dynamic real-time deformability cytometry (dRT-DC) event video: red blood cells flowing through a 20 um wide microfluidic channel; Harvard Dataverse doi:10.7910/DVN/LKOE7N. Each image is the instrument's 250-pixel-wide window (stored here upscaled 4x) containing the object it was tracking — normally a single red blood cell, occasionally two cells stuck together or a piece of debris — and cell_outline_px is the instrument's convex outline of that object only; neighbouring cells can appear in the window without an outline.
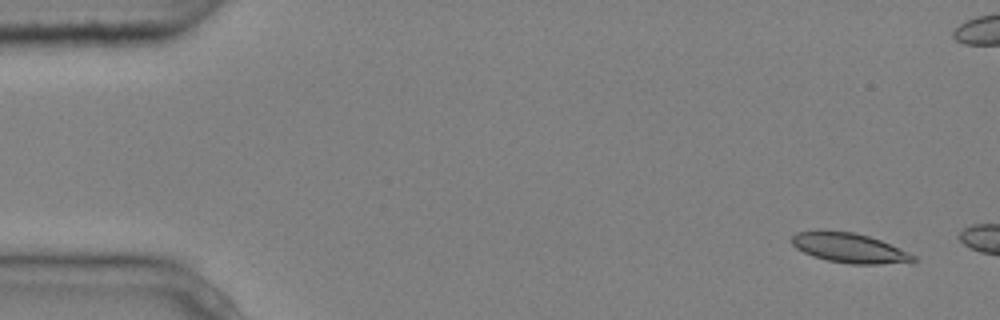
{"species": "common noctule bat (a hibernating species)", "species_latin": "Nyctalus noctula", "temperature_condition": "cold", "stored_images_in_passage": 3, "camera_frame_rate_fps": 3000, "um_per_image_px": 0.085, "animal": {"sex": "male", "body_mass_g": 20.4}, "frame": {"image": 1, "passage_image": 1, "time_ms": 0.0, "image_size_px": [1000, 320], "cell_outline_px": [[920, 260], [916, 264], [852, 264], [828, 260], [812, 256], [796, 248], [792, 244], [792, 236], [796, 232], [856, 232], [880, 240], [908, 252], [916, 256]], "centroid_in_image_um": [72.34, 21.12], "position_along_channel_um": 12.7, "area_um2": 20.98}}